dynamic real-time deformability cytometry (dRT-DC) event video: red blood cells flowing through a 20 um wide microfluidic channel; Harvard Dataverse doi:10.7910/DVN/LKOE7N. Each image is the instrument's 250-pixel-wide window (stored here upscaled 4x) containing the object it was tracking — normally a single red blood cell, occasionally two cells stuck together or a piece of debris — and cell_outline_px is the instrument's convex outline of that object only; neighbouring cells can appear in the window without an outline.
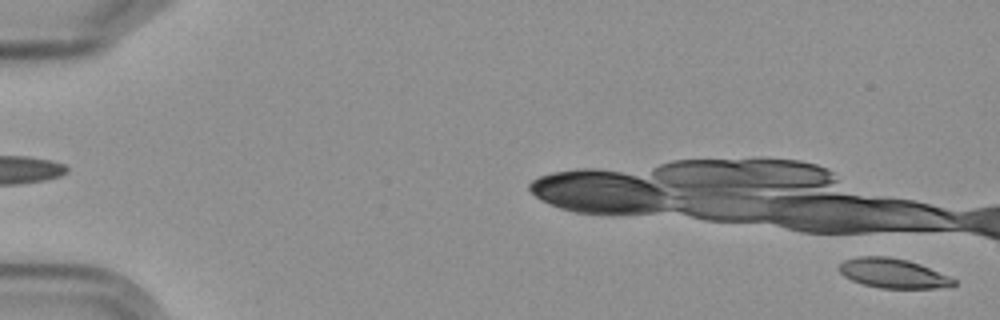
{"species": "Egyptian fruit bat (a non-hibernating species)", "species_latin": "Rousettus aegyptiacus", "temperature_condition": "cold", "stored_images_in_passage": 5, "segment_of_instrument_passage": [2, 2], "camera_frame_rate_fps": 3000, "um_per_image_px": 0.085, "frame": {"image": 1, "passage_image": 5, "time_ms": 4.667, "image_size_px": [1000, 320], "cell_outline_px": [[956, 284], [948, 288], [880, 288], [864, 284], [852, 280], [844, 276], [840, 272], [840, 264], [844, 260], [860, 256], [888, 256], [908, 260], [920, 264], [948, 276], [956, 280]], "centroid_in_image_um": [75.93, 23.23], "position_along_channel_um": 9.1, "area_um2": 19.65}}